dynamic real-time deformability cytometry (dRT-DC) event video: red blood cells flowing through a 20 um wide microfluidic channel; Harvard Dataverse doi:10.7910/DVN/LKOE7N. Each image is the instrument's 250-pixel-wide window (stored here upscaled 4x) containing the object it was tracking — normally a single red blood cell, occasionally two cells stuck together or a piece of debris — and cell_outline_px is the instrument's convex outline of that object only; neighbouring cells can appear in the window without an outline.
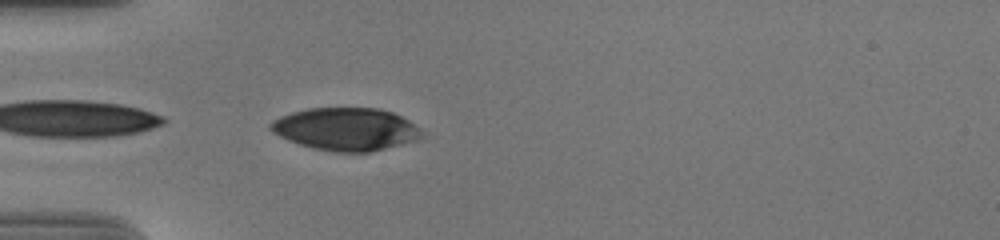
{"species": "human", "species_latin": "Homo sapiens", "temperature_condition": "cold", "stored_images_in_passage": 9, "camera_frame_rate_fps": 3000, "um_per_image_px": 0.085, "donor": {"sex": "male"}, "frame": {"image": 1, "passage_image": 1, "time_ms": 0.0, "image_size_px": [1000, 240], "cell_outline_px": [[420, 136], [416, 140], [372, 152], [332, 152], [312, 148], [288, 140], [272, 132], [268, 128], [268, 124], [272, 120], [280, 116], [292, 112], [308, 108], [376, 108], [392, 112], [408, 120], [420, 132]], "centroid_in_image_um": [29.32, 10.98], "position_along_channel_um": 55.7, "area_um2": 37.4}}